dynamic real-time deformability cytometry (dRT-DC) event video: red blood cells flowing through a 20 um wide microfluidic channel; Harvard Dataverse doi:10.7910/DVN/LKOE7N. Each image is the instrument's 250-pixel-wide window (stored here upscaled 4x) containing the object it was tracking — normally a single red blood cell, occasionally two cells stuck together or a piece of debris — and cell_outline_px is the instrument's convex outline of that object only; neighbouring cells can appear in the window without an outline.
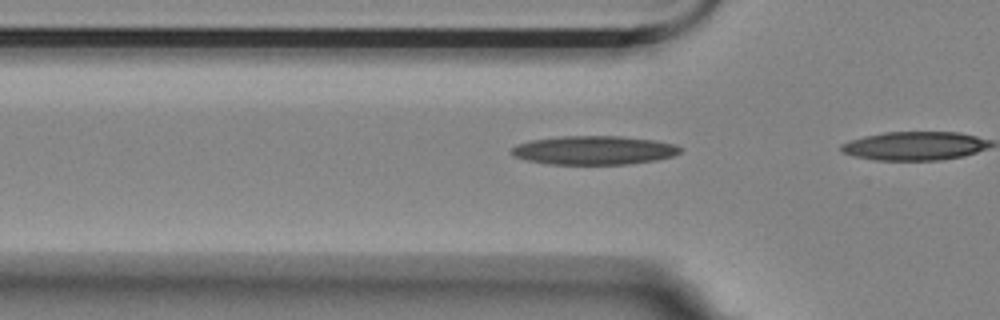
{"species": "Egyptian fruit bat (a non-hibernating species)", "species_latin": "Rousettus aegyptiacus", "temperature_condition": "room temperature", "stored_images_in_passage": 9, "camera_frame_rate_fps": 3000, "um_per_image_px": 0.085, "animal": {"sex": "female"}, "frame": {"image": 1, "passage_image": 7, "time_ms": 2.0, "image_size_px": [1000, 320], "cell_outline_px": [[684, 148], [680, 152], [672, 156], [656, 160], [628, 164], [548, 164], [528, 160], [516, 156], [508, 152], [516, 144], [532, 140], [560, 136], [620, 136], [656, 140], [676, 144]], "centroid_in_image_um": [50.52, 12.76], "position_along_channel_um": 75.3, "area_um2": 28.38}}